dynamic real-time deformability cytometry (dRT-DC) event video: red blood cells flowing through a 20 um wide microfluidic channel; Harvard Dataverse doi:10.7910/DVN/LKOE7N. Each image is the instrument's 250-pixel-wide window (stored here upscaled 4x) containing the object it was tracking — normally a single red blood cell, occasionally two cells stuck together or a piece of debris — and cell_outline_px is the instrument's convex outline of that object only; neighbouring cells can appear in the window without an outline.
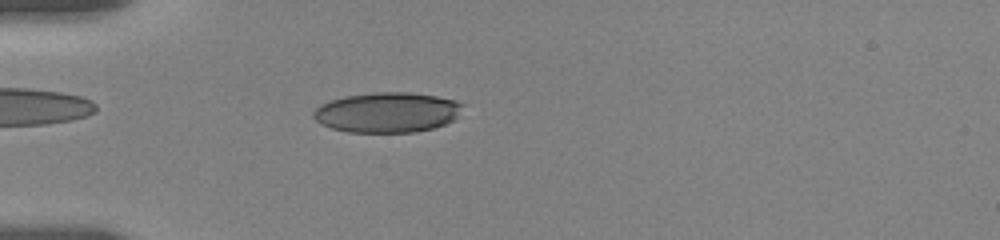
{"species": "human", "species_latin": "Homo sapiens", "temperature_condition": "room temperature", "stored_images_in_passage": 43, "camera_frame_rate_fps": 3000, "um_per_image_px": 0.085, "donor": {"sex": "female"}, "frame": {"image": 1, "passage_image": 4, "time_ms": 1.0, "image_size_px": [1000, 240], "cell_outline_px": [[468, 104], [452, 120], [444, 124], [432, 128], [416, 132], [348, 132], [332, 128], [316, 120], [312, 116], [312, 112], [320, 104], [344, 96], [376, 92], [408, 92], [436, 96], [456, 100]], "centroid_in_image_um": [32.94, 9.54], "position_along_channel_um": 52.1, "area_um2": 34.97}}
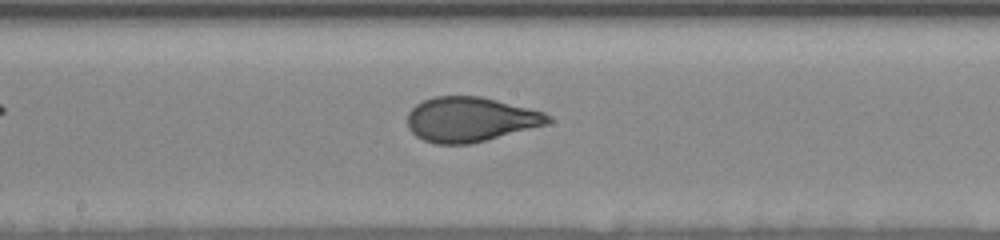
{"frame": {"image": 2, "passage_image": 18, "time_ms": 5.667, "image_size_px": [1000, 240], "cell_outline_px": [[552, 120], [548, 124], [468, 144], [436, 144], [424, 140], [416, 136], [408, 128], [408, 112], [416, 104], [424, 100], [436, 96], [480, 96], [544, 112], [552, 116]], "centroid_in_image_um": [39.96, 10.14], "position_along_channel_um": 208.2, "area_um2": 36.36}}
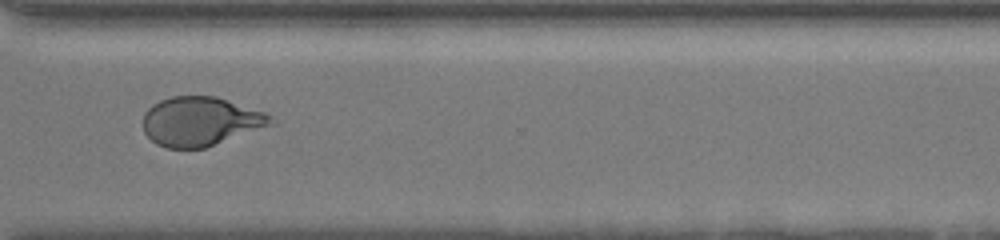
{"frame": {"image": 3, "passage_image": 30, "time_ms": 9.667, "image_size_px": [1000, 240], "cell_outline_px": [[276, 124], [204, 148], [168, 148], [156, 144], [144, 132], [144, 112], [152, 104], [160, 100], [172, 96], [216, 96], [264, 112], [272, 116]], "centroid_in_image_um": [17.06, 10.31], "position_along_channel_um": 353.5, "area_um2": 36.59}, "authors_computed_cell_mechanics": {"area_um2": 36.8186, "velocity_mm_per_s": 3.6412, "shape_relaxation_time_tau1_ms": 3.8804, "shape_relaxation_time_tau2_ms": null, "deformation_change_tau1": 0.1695, "deformation_change_tau2": null}}